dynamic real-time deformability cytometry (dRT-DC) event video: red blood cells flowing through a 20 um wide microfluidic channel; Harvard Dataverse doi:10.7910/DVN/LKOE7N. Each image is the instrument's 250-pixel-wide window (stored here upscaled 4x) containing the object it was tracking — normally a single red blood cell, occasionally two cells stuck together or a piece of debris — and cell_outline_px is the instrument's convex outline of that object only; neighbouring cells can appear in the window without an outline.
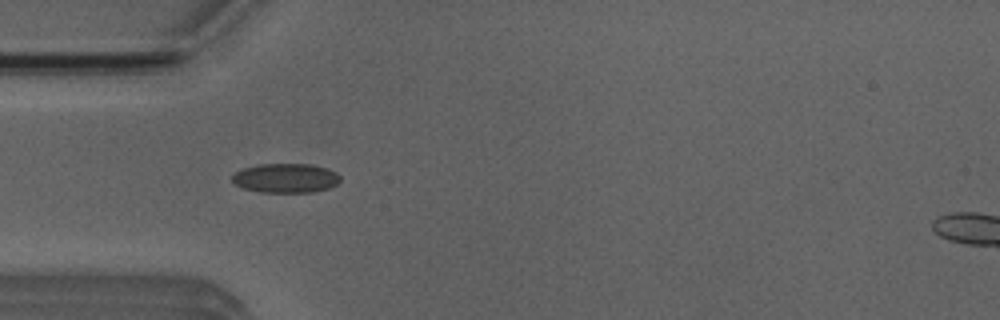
{"species": "Egyptian fruit bat (a non-hibernating species)", "species_latin": "Rousettus aegyptiacus", "temperature_condition": "room temperature", "stored_images_in_passage": 3, "camera_frame_rate_fps": 3000, "um_per_image_px": 0.085, "animal": {"sex": "male"}, "frame": {"image": 1, "passage_image": 2, "time_ms": 1.0, "image_size_px": [1000, 320], "cell_outline_px": [[340, 180], [336, 184], [328, 188], [312, 192], [260, 192], [244, 188], [236, 184], [232, 180], [232, 176], [236, 172], [244, 168], [260, 164], [312, 164], [328, 168], [336, 172], [340, 176]], "centroid_in_image_um": [24.31, 15.13], "position_along_channel_um": 60.7, "area_um2": 18.38}}